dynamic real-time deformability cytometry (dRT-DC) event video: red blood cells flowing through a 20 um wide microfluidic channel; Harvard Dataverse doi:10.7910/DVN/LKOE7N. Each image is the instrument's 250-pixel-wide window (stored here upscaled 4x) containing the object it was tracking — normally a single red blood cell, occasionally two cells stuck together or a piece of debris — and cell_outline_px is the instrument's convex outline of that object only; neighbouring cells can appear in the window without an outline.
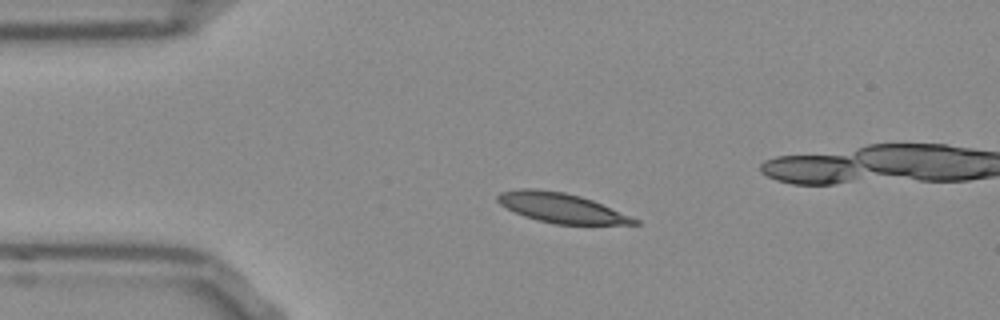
{"species": "Egyptian fruit bat (a non-hibernating species)", "species_latin": "Rousettus aegyptiacus", "temperature_condition": "room temperature", "stored_images_in_passage": 43, "camera_frame_rate_fps": 3000, "um_per_image_px": 0.085, "frame": {"image": 1, "passage_image": 1, "time_ms": 0.0, "image_size_px": [1000, 320], "cell_outline_px": [[640, 224], [552, 224], [536, 220], [524, 216], [500, 204], [496, 200], [496, 196], [500, 192], [524, 188], [528, 188], [564, 192], [580, 196], [592, 200], [640, 220]], "centroid_in_image_um": [47.7, 17.67], "position_along_channel_um": 37.3, "area_um2": 23.41}}
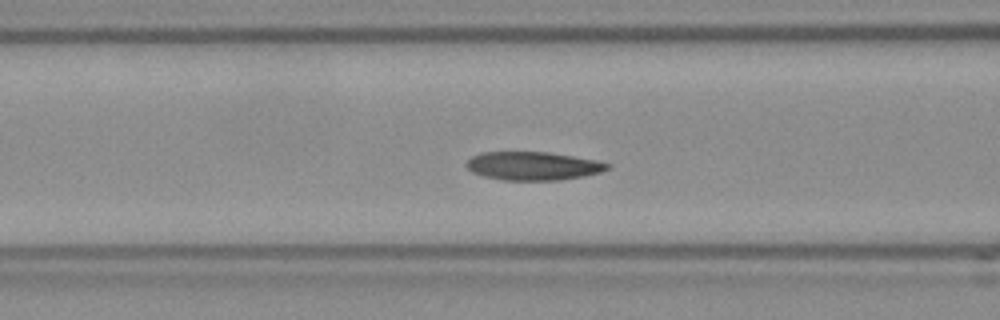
{"frame": {"image": 2, "passage_image": 10, "time_ms": 3.0, "image_size_px": [1000, 320], "cell_outline_px": [[612, 168], [600, 172], [584, 176], [560, 180], [504, 180], [484, 176], [472, 172], [464, 164], [472, 156], [484, 152], [548, 152], [596, 160], [612, 164]], "centroid_in_image_um": [45.34, 14.1], "position_along_channel_um": 121.3, "area_um2": 23.35}}
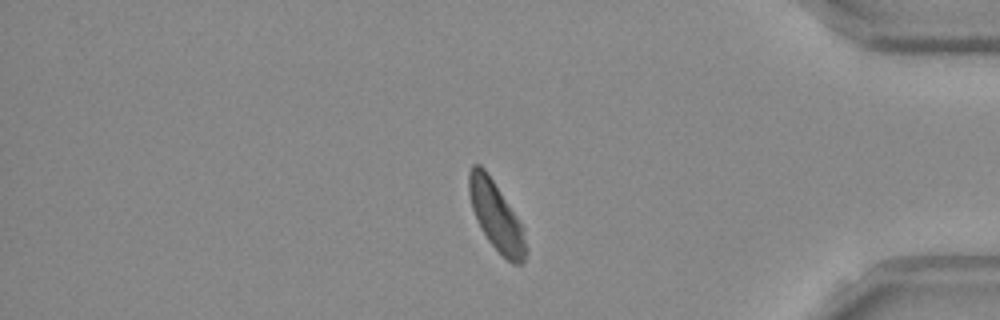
{"frame": {"image": 3, "passage_image": 34, "time_ms": 11.0, "image_size_px": [1000, 320], "cell_outline_px": [[528, 252], [524, 264], [512, 264], [488, 240], [480, 228], [472, 208], [468, 192], [468, 172], [472, 164], [480, 164], [484, 168], [524, 228], [528, 248]], "centroid_in_image_um": [42.19, 18.4], "position_along_channel_um": 393.0, "area_um2": 22.72}, "authors_computed_cell_mechanics": {"area_um2": 23.409, "velocity_mm_per_s": 3.7852, "shape_relaxation_time_tau1_ms": 3.8845, "shape_relaxation_time_tau2_ms": 3.1086, "deformation_change_tau1": 0.1247, "deformation_change_tau2": 0.1021}}